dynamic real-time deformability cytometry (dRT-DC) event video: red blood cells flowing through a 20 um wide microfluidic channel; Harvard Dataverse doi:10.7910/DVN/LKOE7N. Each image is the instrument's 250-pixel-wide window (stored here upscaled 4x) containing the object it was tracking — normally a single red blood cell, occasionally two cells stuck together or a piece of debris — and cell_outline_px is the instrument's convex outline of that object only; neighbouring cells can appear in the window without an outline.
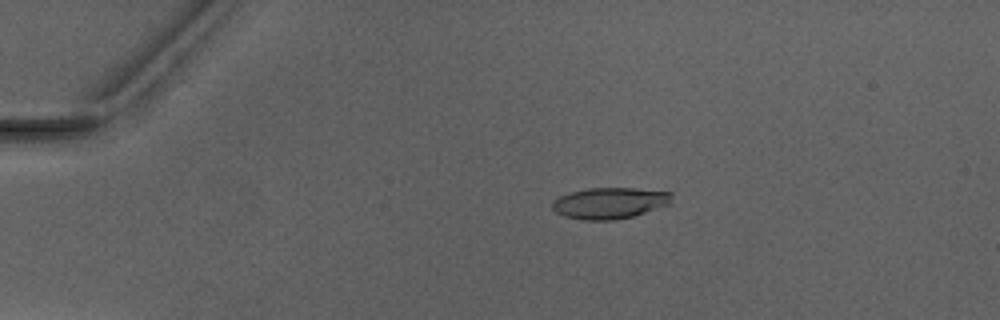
{"species": "Egyptian fruit bat (a non-hibernating species)", "species_latin": "Rousettus aegyptiacus", "temperature_condition": "warm", "stored_images_in_passage": 3, "camera_frame_rate_fps": 3000, "um_per_image_px": 0.085, "animal": {"sex": "male"}, "frame": {"image": 1, "passage_image": 1, "time_ms": 0.0, "image_size_px": [1000, 320], "cell_outline_px": [[672, 196], [668, 204], [632, 216], [612, 220], [584, 220], [564, 216], [556, 212], [552, 208], [552, 200], [568, 192], [588, 188], [636, 188], [672, 192]], "centroid_in_image_um": [51.77, 17.25], "position_along_channel_um": 33.2, "area_um2": 21.62}}